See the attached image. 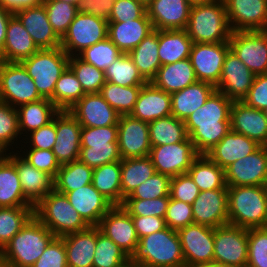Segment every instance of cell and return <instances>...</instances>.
<instances>
[{
    "label": "cell",
    "mask_w": 267,
    "mask_h": 267,
    "mask_svg": "<svg viewBox=\"0 0 267 267\" xmlns=\"http://www.w3.org/2000/svg\"><path fill=\"white\" fill-rule=\"evenodd\" d=\"M215 90L216 87L210 83L196 81L180 91L171 93V114L185 121L191 113L205 104Z\"/></svg>",
    "instance_id": "cell-33"
},
{
    "label": "cell",
    "mask_w": 267,
    "mask_h": 267,
    "mask_svg": "<svg viewBox=\"0 0 267 267\" xmlns=\"http://www.w3.org/2000/svg\"><path fill=\"white\" fill-rule=\"evenodd\" d=\"M85 94L76 75L67 67L55 84L53 104L60 111H69Z\"/></svg>",
    "instance_id": "cell-45"
},
{
    "label": "cell",
    "mask_w": 267,
    "mask_h": 267,
    "mask_svg": "<svg viewBox=\"0 0 267 267\" xmlns=\"http://www.w3.org/2000/svg\"><path fill=\"white\" fill-rule=\"evenodd\" d=\"M229 42L193 43L189 59L198 81L218 85Z\"/></svg>",
    "instance_id": "cell-13"
},
{
    "label": "cell",
    "mask_w": 267,
    "mask_h": 267,
    "mask_svg": "<svg viewBox=\"0 0 267 267\" xmlns=\"http://www.w3.org/2000/svg\"><path fill=\"white\" fill-rule=\"evenodd\" d=\"M199 156L189 137L182 142L151 147L148 157L156 172L170 178L185 174Z\"/></svg>",
    "instance_id": "cell-12"
},
{
    "label": "cell",
    "mask_w": 267,
    "mask_h": 267,
    "mask_svg": "<svg viewBox=\"0 0 267 267\" xmlns=\"http://www.w3.org/2000/svg\"><path fill=\"white\" fill-rule=\"evenodd\" d=\"M34 216L45 225L55 237L85 230L89 225L72 207L67 196L53 189L35 207Z\"/></svg>",
    "instance_id": "cell-6"
},
{
    "label": "cell",
    "mask_w": 267,
    "mask_h": 267,
    "mask_svg": "<svg viewBox=\"0 0 267 267\" xmlns=\"http://www.w3.org/2000/svg\"><path fill=\"white\" fill-rule=\"evenodd\" d=\"M260 146L256 141L230 129L206 155L225 170L236 160L253 153Z\"/></svg>",
    "instance_id": "cell-30"
},
{
    "label": "cell",
    "mask_w": 267,
    "mask_h": 267,
    "mask_svg": "<svg viewBox=\"0 0 267 267\" xmlns=\"http://www.w3.org/2000/svg\"><path fill=\"white\" fill-rule=\"evenodd\" d=\"M229 45L255 76L267 74V30L232 31Z\"/></svg>",
    "instance_id": "cell-11"
},
{
    "label": "cell",
    "mask_w": 267,
    "mask_h": 267,
    "mask_svg": "<svg viewBox=\"0 0 267 267\" xmlns=\"http://www.w3.org/2000/svg\"><path fill=\"white\" fill-rule=\"evenodd\" d=\"M156 170L147 157L142 158H128L121 160V189H122V203L134 189H136L142 182L155 174Z\"/></svg>",
    "instance_id": "cell-41"
},
{
    "label": "cell",
    "mask_w": 267,
    "mask_h": 267,
    "mask_svg": "<svg viewBox=\"0 0 267 267\" xmlns=\"http://www.w3.org/2000/svg\"><path fill=\"white\" fill-rule=\"evenodd\" d=\"M153 31L154 27L147 12L139 19L108 22V38L122 54H128Z\"/></svg>",
    "instance_id": "cell-29"
},
{
    "label": "cell",
    "mask_w": 267,
    "mask_h": 267,
    "mask_svg": "<svg viewBox=\"0 0 267 267\" xmlns=\"http://www.w3.org/2000/svg\"><path fill=\"white\" fill-rule=\"evenodd\" d=\"M65 195L89 226H98L101 218L114 206L92 183Z\"/></svg>",
    "instance_id": "cell-27"
},
{
    "label": "cell",
    "mask_w": 267,
    "mask_h": 267,
    "mask_svg": "<svg viewBox=\"0 0 267 267\" xmlns=\"http://www.w3.org/2000/svg\"><path fill=\"white\" fill-rule=\"evenodd\" d=\"M123 267H141V266L134 264L132 261H130L128 264L124 265Z\"/></svg>",
    "instance_id": "cell-74"
},
{
    "label": "cell",
    "mask_w": 267,
    "mask_h": 267,
    "mask_svg": "<svg viewBox=\"0 0 267 267\" xmlns=\"http://www.w3.org/2000/svg\"><path fill=\"white\" fill-rule=\"evenodd\" d=\"M263 147L267 150V141L265 142V144L263 145Z\"/></svg>",
    "instance_id": "cell-75"
},
{
    "label": "cell",
    "mask_w": 267,
    "mask_h": 267,
    "mask_svg": "<svg viewBox=\"0 0 267 267\" xmlns=\"http://www.w3.org/2000/svg\"><path fill=\"white\" fill-rule=\"evenodd\" d=\"M198 81L189 58L172 64L162 65L156 77L151 81L156 87L167 93L180 91Z\"/></svg>",
    "instance_id": "cell-34"
},
{
    "label": "cell",
    "mask_w": 267,
    "mask_h": 267,
    "mask_svg": "<svg viewBox=\"0 0 267 267\" xmlns=\"http://www.w3.org/2000/svg\"><path fill=\"white\" fill-rule=\"evenodd\" d=\"M78 160L94 169L121 161L122 158L118 142H107V144H81Z\"/></svg>",
    "instance_id": "cell-49"
},
{
    "label": "cell",
    "mask_w": 267,
    "mask_h": 267,
    "mask_svg": "<svg viewBox=\"0 0 267 267\" xmlns=\"http://www.w3.org/2000/svg\"><path fill=\"white\" fill-rule=\"evenodd\" d=\"M118 146L122 159L147 157L151 150L148 122L131 115L118 120Z\"/></svg>",
    "instance_id": "cell-16"
},
{
    "label": "cell",
    "mask_w": 267,
    "mask_h": 267,
    "mask_svg": "<svg viewBox=\"0 0 267 267\" xmlns=\"http://www.w3.org/2000/svg\"><path fill=\"white\" fill-rule=\"evenodd\" d=\"M98 227L130 258L133 257L137 251L139 239L132 216L122 206H113L101 218Z\"/></svg>",
    "instance_id": "cell-17"
},
{
    "label": "cell",
    "mask_w": 267,
    "mask_h": 267,
    "mask_svg": "<svg viewBox=\"0 0 267 267\" xmlns=\"http://www.w3.org/2000/svg\"><path fill=\"white\" fill-rule=\"evenodd\" d=\"M258 110L267 108V74L256 75L247 96L242 100Z\"/></svg>",
    "instance_id": "cell-64"
},
{
    "label": "cell",
    "mask_w": 267,
    "mask_h": 267,
    "mask_svg": "<svg viewBox=\"0 0 267 267\" xmlns=\"http://www.w3.org/2000/svg\"><path fill=\"white\" fill-rule=\"evenodd\" d=\"M20 134L23 137L31 131L48 124L60 111L50 99L23 104L17 108ZM25 134V135H24Z\"/></svg>",
    "instance_id": "cell-37"
},
{
    "label": "cell",
    "mask_w": 267,
    "mask_h": 267,
    "mask_svg": "<svg viewBox=\"0 0 267 267\" xmlns=\"http://www.w3.org/2000/svg\"><path fill=\"white\" fill-rule=\"evenodd\" d=\"M170 177L158 172L142 182L132 193L126 198L136 199H155L159 197L169 196Z\"/></svg>",
    "instance_id": "cell-56"
},
{
    "label": "cell",
    "mask_w": 267,
    "mask_h": 267,
    "mask_svg": "<svg viewBox=\"0 0 267 267\" xmlns=\"http://www.w3.org/2000/svg\"><path fill=\"white\" fill-rule=\"evenodd\" d=\"M147 8L138 0H114L108 22H127L141 18Z\"/></svg>",
    "instance_id": "cell-61"
},
{
    "label": "cell",
    "mask_w": 267,
    "mask_h": 267,
    "mask_svg": "<svg viewBox=\"0 0 267 267\" xmlns=\"http://www.w3.org/2000/svg\"><path fill=\"white\" fill-rule=\"evenodd\" d=\"M68 62L69 56L61 47H57L39 49L20 63L34 80L39 95L53 102L55 84L67 69Z\"/></svg>",
    "instance_id": "cell-7"
},
{
    "label": "cell",
    "mask_w": 267,
    "mask_h": 267,
    "mask_svg": "<svg viewBox=\"0 0 267 267\" xmlns=\"http://www.w3.org/2000/svg\"><path fill=\"white\" fill-rule=\"evenodd\" d=\"M232 103L215 90L205 104L184 121L189 139L199 155H206L230 131Z\"/></svg>",
    "instance_id": "cell-1"
},
{
    "label": "cell",
    "mask_w": 267,
    "mask_h": 267,
    "mask_svg": "<svg viewBox=\"0 0 267 267\" xmlns=\"http://www.w3.org/2000/svg\"><path fill=\"white\" fill-rule=\"evenodd\" d=\"M138 1L142 3L145 7H147L152 2V0H138Z\"/></svg>",
    "instance_id": "cell-73"
},
{
    "label": "cell",
    "mask_w": 267,
    "mask_h": 267,
    "mask_svg": "<svg viewBox=\"0 0 267 267\" xmlns=\"http://www.w3.org/2000/svg\"><path fill=\"white\" fill-rule=\"evenodd\" d=\"M26 138L21 142L29 143L27 148H36L41 150H52L56 141V115L48 124L39 129L31 131L25 136ZM28 139V141L26 140ZM30 146V147H29Z\"/></svg>",
    "instance_id": "cell-62"
},
{
    "label": "cell",
    "mask_w": 267,
    "mask_h": 267,
    "mask_svg": "<svg viewBox=\"0 0 267 267\" xmlns=\"http://www.w3.org/2000/svg\"><path fill=\"white\" fill-rule=\"evenodd\" d=\"M114 0H82L79 12L109 20Z\"/></svg>",
    "instance_id": "cell-66"
},
{
    "label": "cell",
    "mask_w": 267,
    "mask_h": 267,
    "mask_svg": "<svg viewBox=\"0 0 267 267\" xmlns=\"http://www.w3.org/2000/svg\"><path fill=\"white\" fill-rule=\"evenodd\" d=\"M42 3L45 6L50 25L56 35L62 39L79 12V8L59 0H42Z\"/></svg>",
    "instance_id": "cell-50"
},
{
    "label": "cell",
    "mask_w": 267,
    "mask_h": 267,
    "mask_svg": "<svg viewBox=\"0 0 267 267\" xmlns=\"http://www.w3.org/2000/svg\"><path fill=\"white\" fill-rule=\"evenodd\" d=\"M42 3V0H0V4L11 12L22 8L36 6Z\"/></svg>",
    "instance_id": "cell-67"
},
{
    "label": "cell",
    "mask_w": 267,
    "mask_h": 267,
    "mask_svg": "<svg viewBox=\"0 0 267 267\" xmlns=\"http://www.w3.org/2000/svg\"><path fill=\"white\" fill-rule=\"evenodd\" d=\"M55 235L33 216L0 251L2 267H31Z\"/></svg>",
    "instance_id": "cell-2"
},
{
    "label": "cell",
    "mask_w": 267,
    "mask_h": 267,
    "mask_svg": "<svg viewBox=\"0 0 267 267\" xmlns=\"http://www.w3.org/2000/svg\"><path fill=\"white\" fill-rule=\"evenodd\" d=\"M138 239L163 230L165 219L157 216H132Z\"/></svg>",
    "instance_id": "cell-65"
},
{
    "label": "cell",
    "mask_w": 267,
    "mask_h": 267,
    "mask_svg": "<svg viewBox=\"0 0 267 267\" xmlns=\"http://www.w3.org/2000/svg\"><path fill=\"white\" fill-rule=\"evenodd\" d=\"M69 112L81 127L117 125L120 117L100 93H86Z\"/></svg>",
    "instance_id": "cell-22"
},
{
    "label": "cell",
    "mask_w": 267,
    "mask_h": 267,
    "mask_svg": "<svg viewBox=\"0 0 267 267\" xmlns=\"http://www.w3.org/2000/svg\"><path fill=\"white\" fill-rule=\"evenodd\" d=\"M194 267H230V266L216 263V262H211V263H204V264L196 265Z\"/></svg>",
    "instance_id": "cell-69"
},
{
    "label": "cell",
    "mask_w": 267,
    "mask_h": 267,
    "mask_svg": "<svg viewBox=\"0 0 267 267\" xmlns=\"http://www.w3.org/2000/svg\"><path fill=\"white\" fill-rule=\"evenodd\" d=\"M20 137L23 138L19 131L17 108L0 101V148L6 152L15 151L12 146Z\"/></svg>",
    "instance_id": "cell-53"
},
{
    "label": "cell",
    "mask_w": 267,
    "mask_h": 267,
    "mask_svg": "<svg viewBox=\"0 0 267 267\" xmlns=\"http://www.w3.org/2000/svg\"><path fill=\"white\" fill-rule=\"evenodd\" d=\"M158 49V30H154L128 53L135 67L147 82H151L156 77L158 69L161 67Z\"/></svg>",
    "instance_id": "cell-38"
},
{
    "label": "cell",
    "mask_w": 267,
    "mask_h": 267,
    "mask_svg": "<svg viewBox=\"0 0 267 267\" xmlns=\"http://www.w3.org/2000/svg\"><path fill=\"white\" fill-rule=\"evenodd\" d=\"M170 196L155 199L125 198L122 207L131 216H157L165 218Z\"/></svg>",
    "instance_id": "cell-54"
},
{
    "label": "cell",
    "mask_w": 267,
    "mask_h": 267,
    "mask_svg": "<svg viewBox=\"0 0 267 267\" xmlns=\"http://www.w3.org/2000/svg\"><path fill=\"white\" fill-rule=\"evenodd\" d=\"M16 151H10L7 156L15 163L24 197L35 207L54 189V179L36 169Z\"/></svg>",
    "instance_id": "cell-23"
},
{
    "label": "cell",
    "mask_w": 267,
    "mask_h": 267,
    "mask_svg": "<svg viewBox=\"0 0 267 267\" xmlns=\"http://www.w3.org/2000/svg\"><path fill=\"white\" fill-rule=\"evenodd\" d=\"M232 31H266L267 0H223Z\"/></svg>",
    "instance_id": "cell-18"
},
{
    "label": "cell",
    "mask_w": 267,
    "mask_h": 267,
    "mask_svg": "<svg viewBox=\"0 0 267 267\" xmlns=\"http://www.w3.org/2000/svg\"><path fill=\"white\" fill-rule=\"evenodd\" d=\"M7 155V152L4 149L0 148V162Z\"/></svg>",
    "instance_id": "cell-72"
},
{
    "label": "cell",
    "mask_w": 267,
    "mask_h": 267,
    "mask_svg": "<svg viewBox=\"0 0 267 267\" xmlns=\"http://www.w3.org/2000/svg\"><path fill=\"white\" fill-rule=\"evenodd\" d=\"M31 267H68L62 237H54Z\"/></svg>",
    "instance_id": "cell-60"
},
{
    "label": "cell",
    "mask_w": 267,
    "mask_h": 267,
    "mask_svg": "<svg viewBox=\"0 0 267 267\" xmlns=\"http://www.w3.org/2000/svg\"><path fill=\"white\" fill-rule=\"evenodd\" d=\"M231 130L241 133L263 146L267 141V118L263 110L233 101L230 109Z\"/></svg>",
    "instance_id": "cell-26"
},
{
    "label": "cell",
    "mask_w": 267,
    "mask_h": 267,
    "mask_svg": "<svg viewBox=\"0 0 267 267\" xmlns=\"http://www.w3.org/2000/svg\"><path fill=\"white\" fill-rule=\"evenodd\" d=\"M255 75L229 50L225 56L222 74L216 90L232 101H242L253 85Z\"/></svg>",
    "instance_id": "cell-19"
},
{
    "label": "cell",
    "mask_w": 267,
    "mask_h": 267,
    "mask_svg": "<svg viewBox=\"0 0 267 267\" xmlns=\"http://www.w3.org/2000/svg\"><path fill=\"white\" fill-rule=\"evenodd\" d=\"M225 181L227 186H266L267 150L260 146L229 165L225 169Z\"/></svg>",
    "instance_id": "cell-15"
},
{
    "label": "cell",
    "mask_w": 267,
    "mask_h": 267,
    "mask_svg": "<svg viewBox=\"0 0 267 267\" xmlns=\"http://www.w3.org/2000/svg\"><path fill=\"white\" fill-rule=\"evenodd\" d=\"M171 107V94L159 89L152 82H147L142 85L130 115L149 123L172 115Z\"/></svg>",
    "instance_id": "cell-28"
},
{
    "label": "cell",
    "mask_w": 267,
    "mask_h": 267,
    "mask_svg": "<svg viewBox=\"0 0 267 267\" xmlns=\"http://www.w3.org/2000/svg\"><path fill=\"white\" fill-rule=\"evenodd\" d=\"M34 216V206L0 207V251Z\"/></svg>",
    "instance_id": "cell-44"
},
{
    "label": "cell",
    "mask_w": 267,
    "mask_h": 267,
    "mask_svg": "<svg viewBox=\"0 0 267 267\" xmlns=\"http://www.w3.org/2000/svg\"><path fill=\"white\" fill-rule=\"evenodd\" d=\"M141 87H124L106 81L99 93L120 116L130 115L135 107Z\"/></svg>",
    "instance_id": "cell-47"
},
{
    "label": "cell",
    "mask_w": 267,
    "mask_h": 267,
    "mask_svg": "<svg viewBox=\"0 0 267 267\" xmlns=\"http://www.w3.org/2000/svg\"><path fill=\"white\" fill-rule=\"evenodd\" d=\"M92 184L114 206H121V161L94 168Z\"/></svg>",
    "instance_id": "cell-39"
},
{
    "label": "cell",
    "mask_w": 267,
    "mask_h": 267,
    "mask_svg": "<svg viewBox=\"0 0 267 267\" xmlns=\"http://www.w3.org/2000/svg\"><path fill=\"white\" fill-rule=\"evenodd\" d=\"M81 125L69 111L56 114V141L52 149L60 165L78 160Z\"/></svg>",
    "instance_id": "cell-21"
},
{
    "label": "cell",
    "mask_w": 267,
    "mask_h": 267,
    "mask_svg": "<svg viewBox=\"0 0 267 267\" xmlns=\"http://www.w3.org/2000/svg\"><path fill=\"white\" fill-rule=\"evenodd\" d=\"M68 267H93L96 248V226L62 237Z\"/></svg>",
    "instance_id": "cell-32"
},
{
    "label": "cell",
    "mask_w": 267,
    "mask_h": 267,
    "mask_svg": "<svg viewBox=\"0 0 267 267\" xmlns=\"http://www.w3.org/2000/svg\"><path fill=\"white\" fill-rule=\"evenodd\" d=\"M229 224L245 229L267 224L266 186H228Z\"/></svg>",
    "instance_id": "cell-3"
},
{
    "label": "cell",
    "mask_w": 267,
    "mask_h": 267,
    "mask_svg": "<svg viewBox=\"0 0 267 267\" xmlns=\"http://www.w3.org/2000/svg\"><path fill=\"white\" fill-rule=\"evenodd\" d=\"M33 206L23 194L15 163L6 155L0 162V207Z\"/></svg>",
    "instance_id": "cell-36"
},
{
    "label": "cell",
    "mask_w": 267,
    "mask_h": 267,
    "mask_svg": "<svg viewBox=\"0 0 267 267\" xmlns=\"http://www.w3.org/2000/svg\"><path fill=\"white\" fill-rule=\"evenodd\" d=\"M39 48L19 19L13 15L7 25L6 38L0 52V61L21 62L31 57Z\"/></svg>",
    "instance_id": "cell-31"
},
{
    "label": "cell",
    "mask_w": 267,
    "mask_h": 267,
    "mask_svg": "<svg viewBox=\"0 0 267 267\" xmlns=\"http://www.w3.org/2000/svg\"><path fill=\"white\" fill-rule=\"evenodd\" d=\"M59 1H64V2L70 3V4L75 5L79 8L82 0H59Z\"/></svg>",
    "instance_id": "cell-71"
},
{
    "label": "cell",
    "mask_w": 267,
    "mask_h": 267,
    "mask_svg": "<svg viewBox=\"0 0 267 267\" xmlns=\"http://www.w3.org/2000/svg\"><path fill=\"white\" fill-rule=\"evenodd\" d=\"M93 169L79 160L61 165L54 179V189L66 194L92 183Z\"/></svg>",
    "instance_id": "cell-43"
},
{
    "label": "cell",
    "mask_w": 267,
    "mask_h": 267,
    "mask_svg": "<svg viewBox=\"0 0 267 267\" xmlns=\"http://www.w3.org/2000/svg\"><path fill=\"white\" fill-rule=\"evenodd\" d=\"M185 260V267L213 262L214 228L191 224L177 230Z\"/></svg>",
    "instance_id": "cell-14"
},
{
    "label": "cell",
    "mask_w": 267,
    "mask_h": 267,
    "mask_svg": "<svg viewBox=\"0 0 267 267\" xmlns=\"http://www.w3.org/2000/svg\"><path fill=\"white\" fill-rule=\"evenodd\" d=\"M158 55L162 65L189 58L192 40L184 30H158Z\"/></svg>",
    "instance_id": "cell-35"
},
{
    "label": "cell",
    "mask_w": 267,
    "mask_h": 267,
    "mask_svg": "<svg viewBox=\"0 0 267 267\" xmlns=\"http://www.w3.org/2000/svg\"><path fill=\"white\" fill-rule=\"evenodd\" d=\"M191 6L188 0H152L146 8L154 30H184Z\"/></svg>",
    "instance_id": "cell-25"
},
{
    "label": "cell",
    "mask_w": 267,
    "mask_h": 267,
    "mask_svg": "<svg viewBox=\"0 0 267 267\" xmlns=\"http://www.w3.org/2000/svg\"><path fill=\"white\" fill-rule=\"evenodd\" d=\"M248 229L226 224L214 228L213 262L247 267Z\"/></svg>",
    "instance_id": "cell-10"
},
{
    "label": "cell",
    "mask_w": 267,
    "mask_h": 267,
    "mask_svg": "<svg viewBox=\"0 0 267 267\" xmlns=\"http://www.w3.org/2000/svg\"><path fill=\"white\" fill-rule=\"evenodd\" d=\"M148 125L151 147L179 143L189 137L184 121L173 115L156 119Z\"/></svg>",
    "instance_id": "cell-42"
},
{
    "label": "cell",
    "mask_w": 267,
    "mask_h": 267,
    "mask_svg": "<svg viewBox=\"0 0 267 267\" xmlns=\"http://www.w3.org/2000/svg\"><path fill=\"white\" fill-rule=\"evenodd\" d=\"M13 12L4 8L0 4V52L3 49L5 38H6V29L10 18L13 16Z\"/></svg>",
    "instance_id": "cell-68"
},
{
    "label": "cell",
    "mask_w": 267,
    "mask_h": 267,
    "mask_svg": "<svg viewBox=\"0 0 267 267\" xmlns=\"http://www.w3.org/2000/svg\"><path fill=\"white\" fill-rule=\"evenodd\" d=\"M199 193L200 189L188 173L180 174L170 179L169 196L171 199L192 205Z\"/></svg>",
    "instance_id": "cell-59"
},
{
    "label": "cell",
    "mask_w": 267,
    "mask_h": 267,
    "mask_svg": "<svg viewBox=\"0 0 267 267\" xmlns=\"http://www.w3.org/2000/svg\"><path fill=\"white\" fill-rule=\"evenodd\" d=\"M108 37V21L78 12L61 39L60 47L70 56H77L84 49Z\"/></svg>",
    "instance_id": "cell-9"
},
{
    "label": "cell",
    "mask_w": 267,
    "mask_h": 267,
    "mask_svg": "<svg viewBox=\"0 0 267 267\" xmlns=\"http://www.w3.org/2000/svg\"><path fill=\"white\" fill-rule=\"evenodd\" d=\"M105 78L107 82L124 87L147 83L128 54H122L105 70Z\"/></svg>",
    "instance_id": "cell-48"
},
{
    "label": "cell",
    "mask_w": 267,
    "mask_h": 267,
    "mask_svg": "<svg viewBox=\"0 0 267 267\" xmlns=\"http://www.w3.org/2000/svg\"><path fill=\"white\" fill-rule=\"evenodd\" d=\"M13 14L31 35L39 49H54L60 47L61 39L56 35L50 25L43 3L22 8L15 11Z\"/></svg>",
    "instance_id": "cell-24"
},
{
    "label": "cell",
    "mask_w": 267,
    "mask_h": 267,
    "mask_svg": "<svg viewBox=\"0 0 267 267\" xmlns=\"http://www.w3.org/2000/svg\"><path fill=\"white\" fill-rule=\"evenodd\" d=\"M81 144H107L118 142V125L105 127H82Z\"/></svg>",
    "instance_id": "cell-63"
},
{
    "label": "cell",
    "mask_w": 267,
    "mask_h": 267,
    "mask_svg": "<svg viewBox=\"0 0 267 267\" xmlns=\"http://www.w3.org/2000/svg\"><path fill=\"white\" fill-rule=\"evenodd\" d=\"M22 149L24 148L21 146V149L18 152L25 160H27L36 169L49 174L53 179H55L61 165L57 161L52 150H41L36 148H28V150L26 148L23 151Z\"/></svg>",
    "instance_id": "cell-57"
},
{
    "label": "cell",
    "mask_w": 267,
    "mask_h": 267,
    "mask_svg": "<svg viewBox=\"0 0 267 267\" xmlns=\"http://www.w3.org/2000/svg\"><path fill=\"white\" fill-rule=\"evenodd\" d=\"M131 261L141 267H185L177 231L166 226L140 238Z\"/></svg>",
    "instance_id": "cell-4"
},
{
    "label": "cell",
    "mask_w": 267,
    "mask_h": 267,
    "mask_svg": "<svg viewBox=\"0 0 267 267\" xmlns=\"http://www.w3.org/2000/svg\"><path fill=\"white\" fill-rule=\"evenodd\" d=\"M200 191L228 189L225 170L213 162L207 155H199L187 172Z\"/></svg>",
    "instance_id": "cell-40"
},
{
    "label": "cell",
    "mask_w": 267,
    "mask_h": 267,
    "mask_svg": "<svg viewBox=\"0 0 267 267\" xmlns=\"http://www.w3.org/2000/svg\"><path fill=\"white\" fill-rule=\"evenodd\" d=\"M131 258L96 226L93 267H123Z\"/></svg>",
    "instance_id": "cell-46"
},
{
    "label": "cell",
    "mask_w": 267,
    "mask_h": 267,
    "mask_svg": "<svg viewBox=\"0 0 267 267\" xmlns=\"http://www.w3.org/2000/svg\"><path fill=\"white\" fill-rule=\"evenodd\" d=\"M164 219L166 226L176 231L191 225L194 223L192 205L170 198Z\"/></svg>",
    "instance_id": "cell-58"
},
{
    "label": "cell",
    "mask_w": 267,
    "mask_h": 267,
    "mask_svg": "<svg viewBox=\"0 0 267 267\" xmlns=\"http://www.w3.org/2000/svg\"><path fill=\"white\" fill-rule=\"evenodd\" d=\"M265 116L267 118V108L264 110Z\"/></svg>",
    "instance_id": "cell-76"
},
{
    "label": "cell",
    "mask_w": 267,
    "mask_h": 267,
    "mask_svg": "<svg viewBox=\"0 0 267 267\" xmlns=\"http://www.w3.org/2000/svg\"><path fill=\"white\" fill-rule=\"evenodd\" d=\"M121 55L122 52L107 37L106 39L84 49L77 56L86 63L105 71Z\"/></svg>",
    "instance_id": "cell-52"
},
{
    "label": "cell",
    "mask_w": 267,
    "mask_h": 267,
    "mask_svg": "<svg viewBox=\"0 0 267 267\" xmlns=\"http://www.w3.org/2000/svg\"><path fill=\"white\" fill-rule=\"evenodd\" d=\"M227 200V189L200 191L192 204L194 223L212 228L229 224Z\"/></svg>",
    "instance_id": "cell-20"
},
{
    "label": "cell",
    "mask_w": 267,
    "mask_h": 267,
    "mask_svg": "<svg viewBox=\"0 0 267 267\" xmlns=\"http://www.w3.org/2000/svg\"><path fill=\"white\" fill-rule=\"evenodd\" d=\"M188 1L191 5H197V4H207L215 0H188Z\"/></svg>",
    "instance_id": "cell-70"
},
{
    "label": "cell",
    "mask_w": 267,
    "mask_h": 267,
    "mask_svg": "<svg viewBox=\"0 0 267 267\" xmlns=\"http://www.w3.org/2000/svg\"><path fill=\"white\" fill-rule=\"evenodd\" d=\"M185 30L193 43L229 42L232 30L223 0L192 5Z\"/></svg>",
    "instance_id": "cell-5"
},
{
    "label": "cell",
    "mask_w": 267,
    "mask_h": 267,
    "mask_svg": "<svg viewBox=\"0 0 267 267\" xmlns=\"http://www.w3.org/2000/svg\"><path fill=\"white\" fill-rule=\"evenodd\" d=\"M68 67L76 75L85 93H99L105 84V71L86 63L78 56H70Z\"/></svg>",
    "instance_id": "cell-51"
},
{
    "label": "cell",
    "mask_w": 267,
    "mask_h": 267,
    "mask_svg": "<svg viewBox=\"0 0 267 267\" xmlns=\"http://www.w3.org/2000/svg\"><path fill=\"white\" fill-rule=\"evenodd\" d=\"M247 267H267V230L248 229Z\"/></svg>",
    "instance_id": "cell-55"
},
{
    "label": "cell",
    "mask_w": 267,
    "mask_h": 267,
    "mask_svg": "<svg viewBox=\"0 0 267 267\" xmlns=\"http://www.w3.org/2000/svg\"><path fill=\"white\" fill-rule=\"evenodd\" d=\"M43 99L19 62L0 61V101L14 108Z\"/></svg>",
    "instance_id": "cell-8"
}]
</instances>
